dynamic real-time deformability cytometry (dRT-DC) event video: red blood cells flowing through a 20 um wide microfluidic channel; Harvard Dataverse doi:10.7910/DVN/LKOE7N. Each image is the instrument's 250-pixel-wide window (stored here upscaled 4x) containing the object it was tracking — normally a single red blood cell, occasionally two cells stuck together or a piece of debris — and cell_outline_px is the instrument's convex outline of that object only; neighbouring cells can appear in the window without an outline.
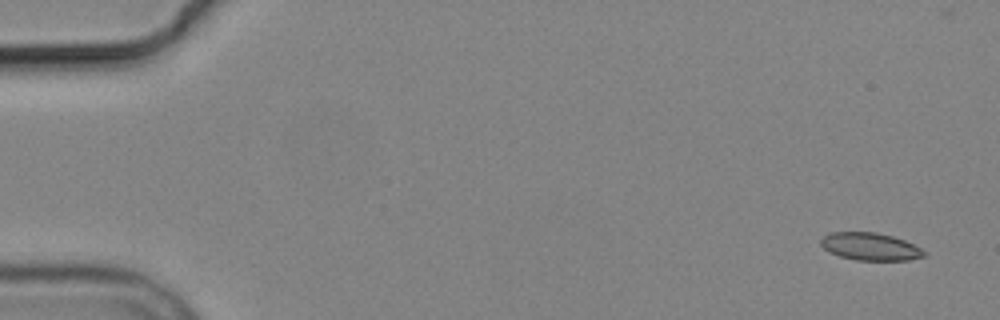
{"species": "common noctule bat (a hibernating species)", "species_latin": "Nyctalus noctula", "temperature_condition": "cold", "stored_images_in_passage": 6, "camera_frame_rate_fps": 3000, "um_per_image_px": 0.085, "animal": {"sex": "male", "body_mass_g": 19.2, "forearm_length_mm": 51.8}, "frame": {"image": 1, "passage_image": 1, "time_ms": 0.0, "image_size_px": [1000, 320], "cell_outline_px": [[928, 252], [924, 256], [908, 260], [856, 260], [840, 256], [828, 252], [820, 244], [820, 240], [824, 236], [832, 232], [876, 232], [892, 236], [904, 240]], "centroid_in_image_um": [73.96, 20.96], "position_along_channel_um": 11.0, "area_um2": 16.53}}
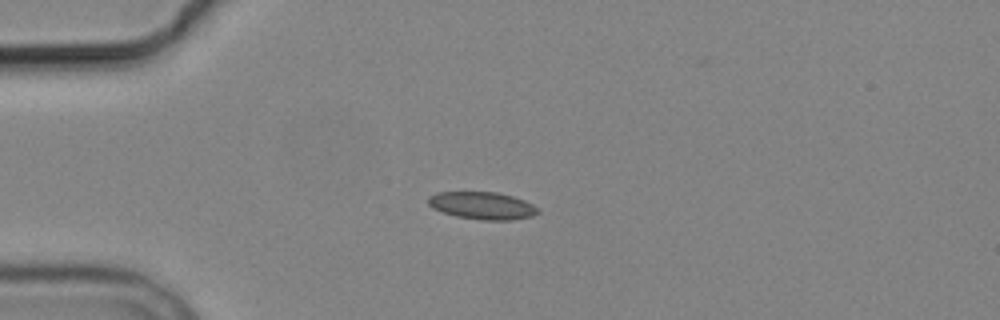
{"frame": {"image": 2, "passage_image": 4, "time_ms": 4.0, "image_size_px": [1000, 320], "cell_outline_px": [[540, 212], [532, 216], [512, 220], [480, 220], [456, 216], [432, 208], [428, 204], [428, 196], [436, 192], [496, 192], [512, 196], [524, 200], [540, 208]], "centroid_in_image_um": [41.01, 17.48], "position_along_channel_um": 44.0, "area_um2": 17.63}}